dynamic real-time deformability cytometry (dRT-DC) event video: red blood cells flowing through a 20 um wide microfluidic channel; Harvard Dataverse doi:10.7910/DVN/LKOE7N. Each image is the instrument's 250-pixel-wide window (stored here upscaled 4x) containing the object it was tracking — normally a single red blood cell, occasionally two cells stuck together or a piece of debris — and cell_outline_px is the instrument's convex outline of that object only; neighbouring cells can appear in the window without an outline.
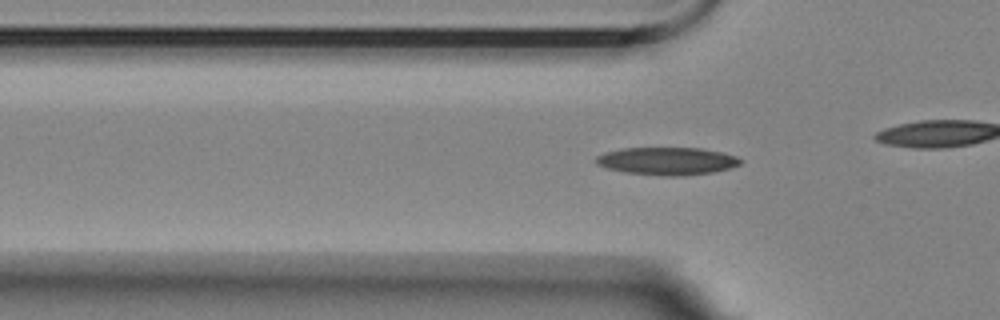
{"species": "Egyptian fruit bat (a non-hibernating species)", "species_latin": "Rousettus aegyptiacus", "temperature_condition": "room temperature", "stored_images_in_passage": 45, "camera_frame_rate_fps": 3000, "um_per_image_px": 0.085, "animal": {"sex": "female"}, "frame": {"image": 1, "passage_image": 18, "time_ms": 5.667, "image_size_px": [1000, 320], "cell_outline_px": [[740, 164], [728, 168], [712, 172], [684, 176], [660, 176], [624, 172], [608, 168], [596, 164], [596, 156], [604, 152], [620, 148], [700, 148], [724, 152], [736, 156], [740, 160]], "centroid_in_image_um": [56.67, 13.69], "position_along_channel_um": 69.1, "area_um2": 23.35}}
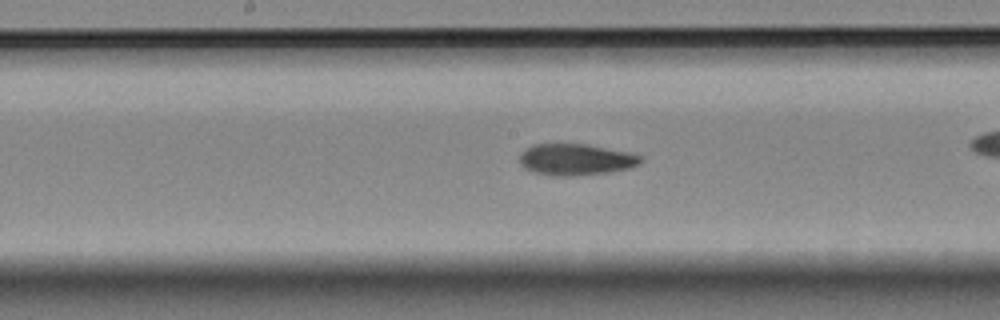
{"frame": {"image": 2, "passage_image": 29, "time_ms": 9.333, "image_size_px": [1000, 320], "cell_outline_px": [[644, 160], [640, 164], [628, 168], [608, 172], [572, 176], [552, 176], [532, 172], [524, 168], [520, 164], [520, 152], [524, 148], [532, 144], [588, 144], [632, 152], [640, 156]], "centroid_in_image_um": [48.93, 13.55], "position_along_channel_um": 199.3, "area_um2": 22.54}}
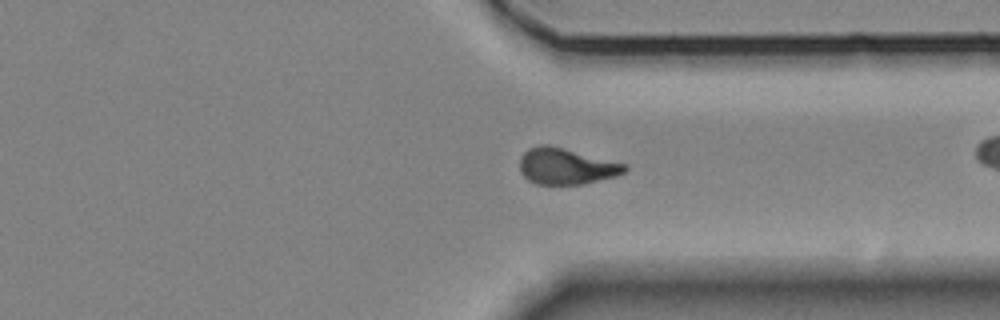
{"frame": {"image": 3, "passage_image": 43, "time_ms": 14.0, "image_size_px": [1000, 320], "cell_outline_px": [[628, 168], [624, 172], [616, 176], [584, 184], [536, 184], [528, 180], [520, 172], [520, 156], [528, 148], [540, 144], [548, 144], [628, 164]], "centroid_in_image_um": [48.12, 14.12], "position_along_channel_um": 363.3, "area_um2": 22.31}}